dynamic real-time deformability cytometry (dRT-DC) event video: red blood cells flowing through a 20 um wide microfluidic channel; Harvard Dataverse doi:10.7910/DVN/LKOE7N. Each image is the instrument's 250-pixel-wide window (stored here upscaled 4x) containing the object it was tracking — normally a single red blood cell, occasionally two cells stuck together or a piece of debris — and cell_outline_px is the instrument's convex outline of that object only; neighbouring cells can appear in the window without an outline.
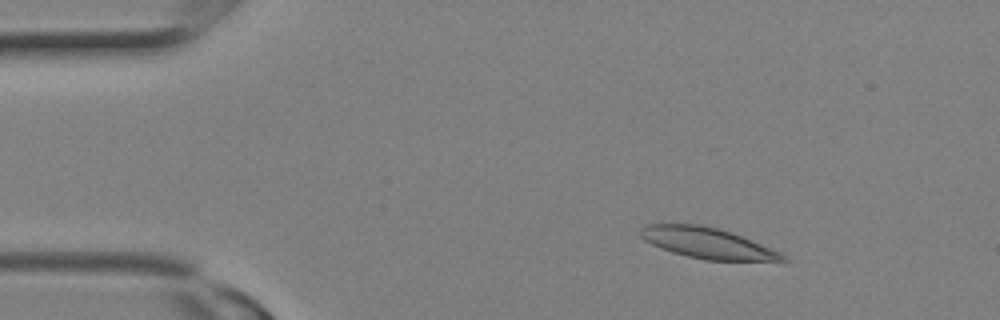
{"species": "Egyptian fruit bat (a non-hibernating species)", "species_latin": "Rousettus aegyptiacus", "temperature_condition": "room temperature", "stored_images_in_passage": 24, "camera_frame_rate_fps": 3000, "um_per_image_px": 0.085, "animal": {"sex": "female"}, "frame": {"image": 1, "passage_image": 3, "time_ms": 0.667, "image_size_px": [1000, 320], "cell_outline_px": [[792, 260], [704, 260], [672, 252], [660, 248], [644, 240], [640, 236], [640, 228], [644, 224], [700, 224], [732, 232], [752, 240], [780, 252]], "centroid_in_image_um": [60.09, 20.65], "position_along_channel_um": 24.9, "area_um2": 25.32}}
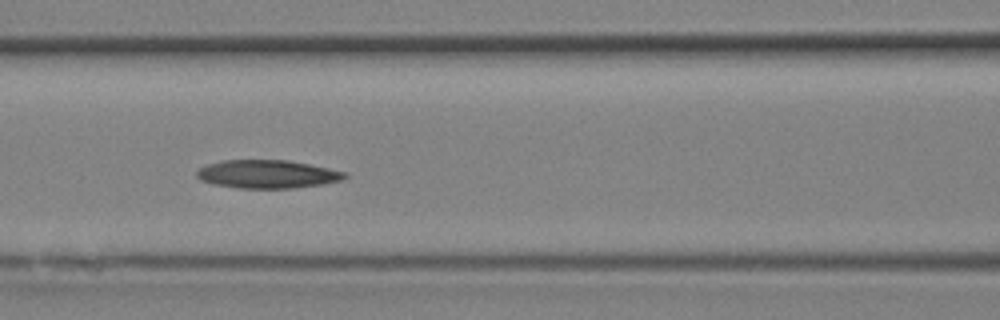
{"frame": {"image": 2, "passage_image": 10, "time_ms": 3.0, "image_size_px": [1000, 320], "cell_outline_px": [[348, 176], [340, 180], [324, 184], [292, 188], [240, 188], [216, 184], [200, 180], [196, 176], [196, 172], [200, 168], [208, 164], [224, 160], [288, 160], [348, 172]], "centroid_in_image_um": [22.74, 14.8], "position_along_channel_um": 143.9, "area_um2": 24.22}}
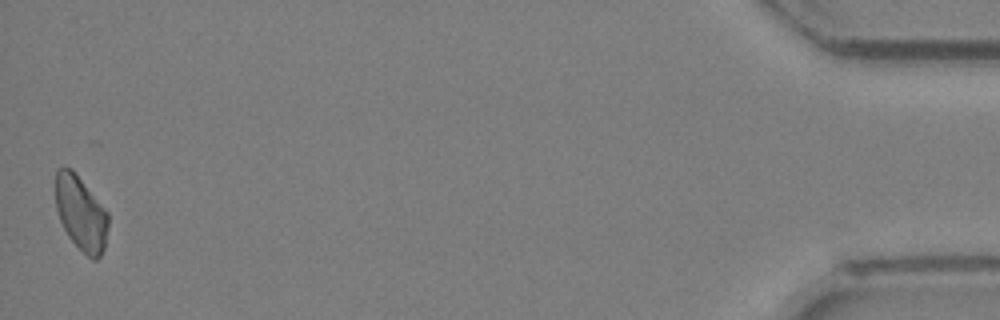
{"frame": {"image": 3, "passage_image": 24, "time_ms": 7.667, "image_size_px": [1000, 320], "cell_outline_px": [[108, 228], [104, 248], [100, 256], [96, 260], [92, 260], [68, 236], [60, 220], [56, 208], [56, 168], [72, 168], [108, 212]], "centroid_in_image_um": [6.88, 18.12], "position_along_channel_um": 428.3, "area_um2": 22.66}}